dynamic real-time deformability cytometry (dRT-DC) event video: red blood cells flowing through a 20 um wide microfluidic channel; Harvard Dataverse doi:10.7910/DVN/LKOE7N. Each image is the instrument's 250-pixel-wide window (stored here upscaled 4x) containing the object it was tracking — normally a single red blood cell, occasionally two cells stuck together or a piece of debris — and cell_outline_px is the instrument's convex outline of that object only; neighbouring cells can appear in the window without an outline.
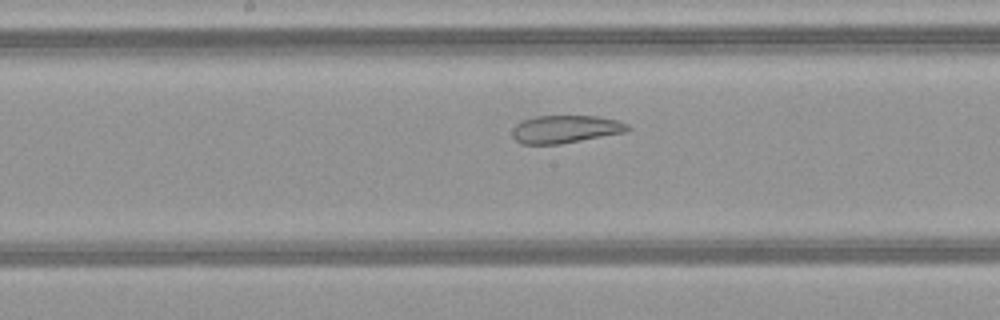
{"species": "common noctule bat (a hibernating species)", "species_latin": "Nyctalus noctula", "temperature_condition": "warm", "stored_images_in_passage": 47, "camera_frame_rate_fps": 3000, "um_per_image_px": 0.085, "animal": {"sex": "female", "body_mass_g": 21.9}, "frame": {"image": 1, "passage_image": 23, "time_ms": 7.333, "image_size_px": [1000, 320], "cell_outline_px": [[632, 128], [628, 132], [560, 144], [520, 144], [512, 136], [512, 128], [516, 124], [524, 120], [536, 116], [596, 116], [616, 120], [628, 124]], "centroid_in_image_um": [48.08, 10.98], "position_along_channel_um": 200.1, "area_um2": 18.79}}
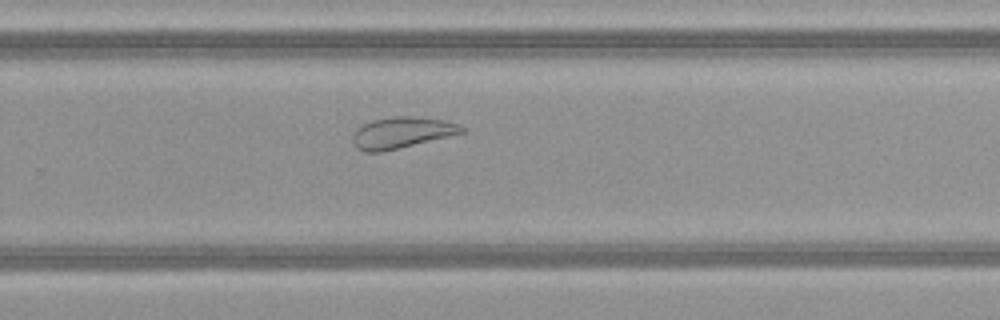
{"frame": {"image": 2, "passage_image": 30, "time_ms": 9.667, "image_size_px": [1000, 320], "cell_outline_px": [[464, 132], [400, 148], [380, 152], [364, 152], [356, 148], [352, 140], [352, 136], [356, 128], [372, 120], [396, 116], [416, 116], [444, 120], [456, 124], [464, 128]], "centroid_in_image_um": [34.09, 11.28], "position_along_channel_um": 295.7, "area_um2": 19.71}}
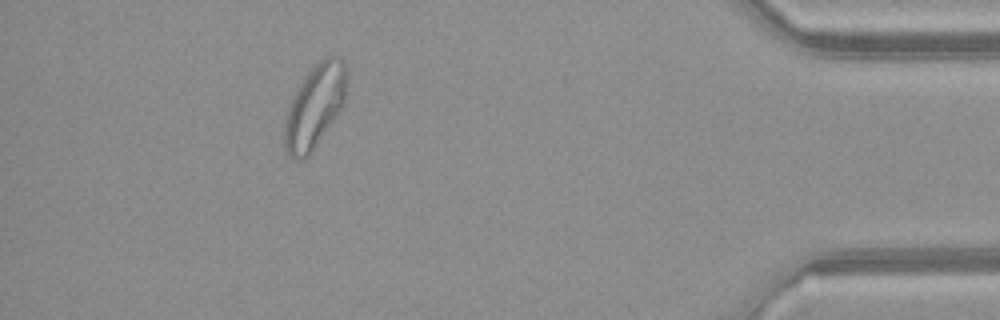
{"frame": {"image": 3, "passage_image": 42, "time_ms": 13.667, "image_size_px": [1000, 320], "cell_outline_px": [[348, 72], [344, 104], [312, 152], [304, 160], [296, 160], [288, 156], [284, 148], [284, 124], [288, 108], [304, 76], [324, 56], [340, 56], [344, 60], [348, 68]], "centroid_in_image_um": [26.78, 9.04], "position_along_channel_um": 408.4, "area_um2": 30.4}, "authors_computed_cell_mechanics": {"area_um2": 26.9926, "velocity_mm_per_s": 4.1182, "shape_relaxation_time_tau1_ms": null, "shape_relaxation_time_tau2_ms": 2.2176, "deformation_change_tau1": null, "deformation_change_tau2": 0.1004}}